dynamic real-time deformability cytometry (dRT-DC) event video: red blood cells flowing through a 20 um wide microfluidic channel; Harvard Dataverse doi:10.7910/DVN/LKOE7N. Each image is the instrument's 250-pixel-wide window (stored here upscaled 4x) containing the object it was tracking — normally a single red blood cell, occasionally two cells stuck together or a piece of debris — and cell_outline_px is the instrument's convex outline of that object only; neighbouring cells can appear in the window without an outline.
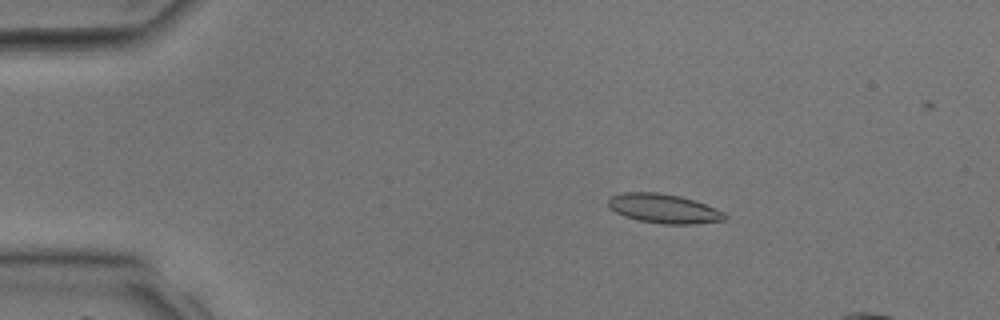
{"species": "common noctule bat (a hibernating species)", "species_latin": "Nyctalus noctula", "temperature_condition": "room temperature", "stored_images_in_passage": 12, "camera_frame_rate_fps": 3000, "um_per_image_px": 0.085, "animal": {"sex": "male", "body_mass_g": 17.9, "forearm_length_mm": 54.2}, "frame": {"image": 1, "passage_image": 6, "time_ms": 1.667, "image_size_px": [1000, 320], "cell_outline_px": [[728, 216], [724, 220], [692, 224], [660, 224], [640, 220], [624, 216], [608, 208], [608, 200], [612, 196], [624, 192], [660, 192], [680, 196], [716, 208], [724, 212]], "centroid_in_image_um": [56.41, 17.73], "position_along_channel_um": 28.6, "area_um2": 19.83}}